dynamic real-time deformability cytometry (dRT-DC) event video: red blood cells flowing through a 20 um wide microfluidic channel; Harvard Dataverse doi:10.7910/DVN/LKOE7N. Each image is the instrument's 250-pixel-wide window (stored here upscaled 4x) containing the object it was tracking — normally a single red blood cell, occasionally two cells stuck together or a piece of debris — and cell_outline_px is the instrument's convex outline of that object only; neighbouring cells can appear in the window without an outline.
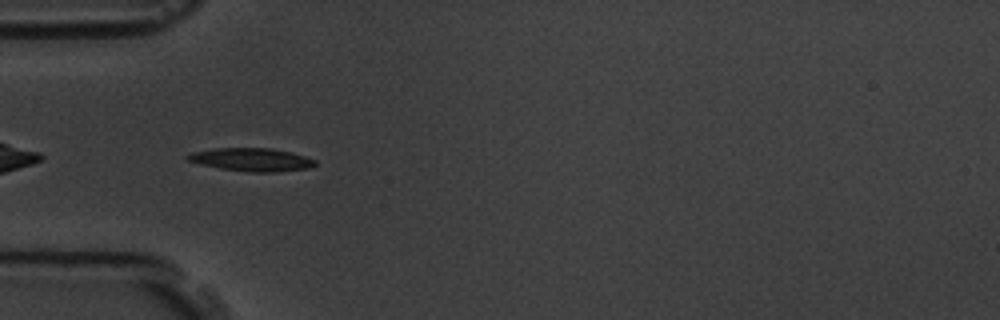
{"species": "common noctule bat (a hibernating species)", "species_latin": "Nyctalus noctula", "temperature_condition": "room temperature", "stored_images_in_passage": 6, "camera_frame_rate_fps": 3000, "um_per_image_px": 0.085, "animal": {"sex": "male", "body_mass_g": 19.5, "forearm_length_mm": 54.6}, "frame": {"image": 1, "passage_image": 5, "time_ms": 5.333, "image_size_px": [1000, 320], "cell_outline_px": [[316, 164], [308, 168], [276, 172], [252, 172], [220, 168], [200, 164], [188, 160], [184, 156], [192, 152], [212, 148], [272, 148], [292, 152], [316, 160]], "centroid_in_image_um": [21.37, 13.56], "position_along_channel_um": 63.6, "area_um2": 17.17}}
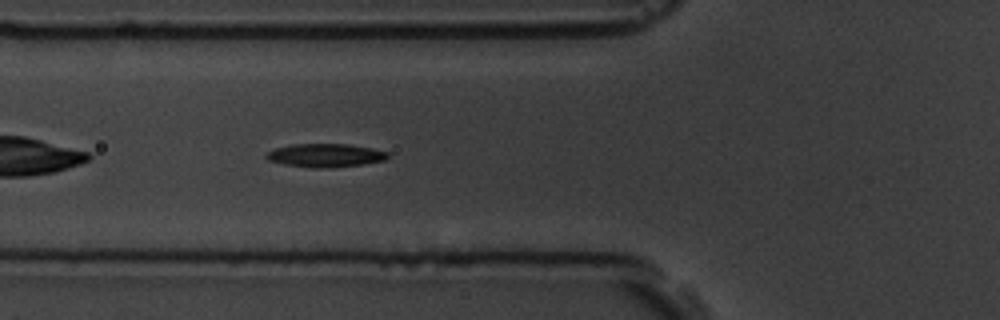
{"frame": {"image": 2, "passage_image": 6, "time_ms": 6.333, "image_size_px": [1000, 320], "cell_outline_px": [[388, 156], [384, 160], [360, 164], [324, 168], [312, 168], [284, 164], [268, 160], [264, 156], [268, 152], [276, 148], [292, 144], [348, 144], [372, 148], [388, 152]], "centroid_in_image_um": [27.62, 13.2], "position_along_channel_um": 98.2, "area_um2": 16.36}}